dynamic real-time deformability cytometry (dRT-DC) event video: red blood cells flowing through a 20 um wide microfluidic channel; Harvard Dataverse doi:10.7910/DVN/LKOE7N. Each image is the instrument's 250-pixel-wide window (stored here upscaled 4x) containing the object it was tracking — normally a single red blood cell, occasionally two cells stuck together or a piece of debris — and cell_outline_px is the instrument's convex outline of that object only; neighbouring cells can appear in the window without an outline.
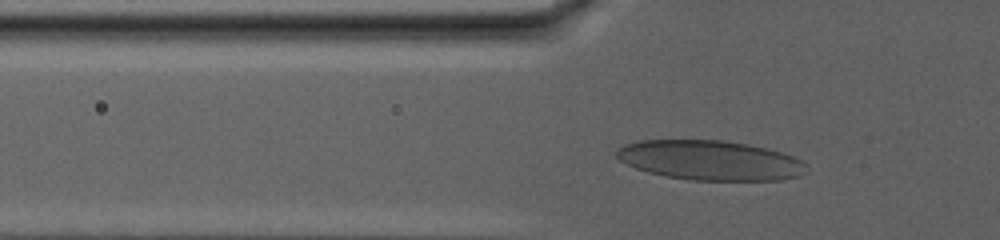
{"species": "human", "species_latin": "Homo sapiens", "temperature_condition": "warm", "stored_images_in_passage": 53, "camera_frame_rate_fps": 3000, "um_per_image_px": 0.085, "donor": {"sex": "male"}, "frame": {"image": 1, "passage_image": 13, "time_ms": 4.0, "image_size_px": [1000, 240], "cell_outline_px": [[808, 164], [800, 176], [780, 180], [692, 180], [668, 176], [648, 172], [636, 168], [620, 160], [616, 156], [616, 148], [624, 144], [636, 140], [720, 140], [748, 144], [768, 148], [792, 156]], "centroid_in_image_um": [60.34, 13.61], "position_along_channel_um": 65.5, "area_um2": 43.87}}
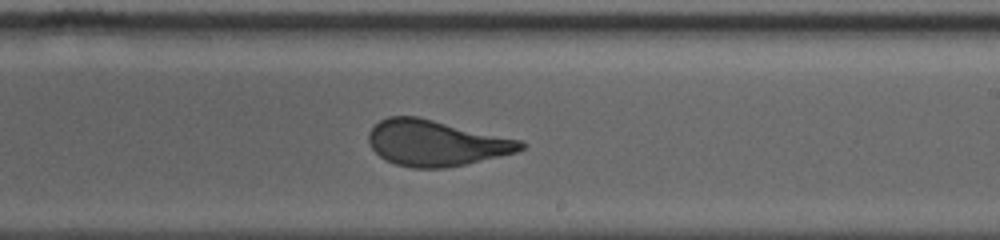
{"frame": {"image": 2, "passage_image": 33, "time_ms": 10.667, "image_size_px": [1000, 240], "cell_outline_px": [[524, 148], [516, 152], [500, 156], [464, 164], [444, 168], [412, 168], [396, 164], [384, 160], [372, 148], [368, 140], [368, 132], [380, 120], [388, 116], [420, 116], [520, 140], [524, 144]], "centroid_in_image_um": [37.02, 12.15], "position_along_channel_um": 252.0, "area_um2": 40.52}}
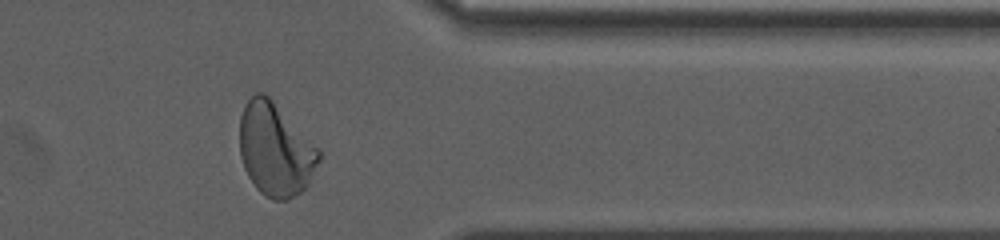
{"frame": {"image": 3, "passage_image": 48, "time_ms": 15.667, "image_size_px": [1000, 240], "cell_outline_px": [[320, 160], [308, 184], [300, 192], [288, 200], [272, 200], [264, 196], [256, 188], [248, 176], [244, 168], [240, 156], [240, 116], [244, 104], [256, 92], [264, 92], [272, 100], [320, 152]], "centroid_in_image_um": [23.36, 12.74], "position_along_channel_um": 388.0, "area_um2": 42.37}}